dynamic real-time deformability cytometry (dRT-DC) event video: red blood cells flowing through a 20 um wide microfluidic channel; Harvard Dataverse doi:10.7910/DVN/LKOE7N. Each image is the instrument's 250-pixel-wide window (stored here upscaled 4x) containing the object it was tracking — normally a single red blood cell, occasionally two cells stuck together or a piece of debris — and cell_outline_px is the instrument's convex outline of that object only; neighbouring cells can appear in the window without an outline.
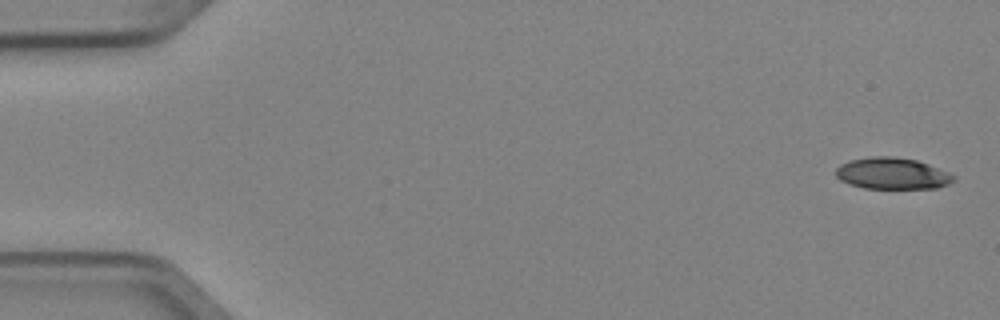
{"species": "Egyptian fruit bat (a non-hibernating species)", "species_latin": "Rousettus aegyptiacus", "temperature_condition": "cold", "stored_images_in_passage": 6, "camera_frame_rate_fps": 3000, "um_per_image_px": 0.085, "animal": {"sex": "female"}, "frame": {"image": 1, "passage_image": 1, "time_ms": 0.0, "image_size_px": [1000, 320], "cell_outline_px": [[956, 180], [948, 184], [936, 188], [864, 188], [848, 184], [840, 180], [836, 176], [836, 168], [840, 164], [852, 160], [868, 156], [896, 156], [916, 160], [928, 164], [948, 172], [956, 176]], "centroid_in_image_um": [75.84, 14.74], "position_along_channel_um": 9.2, "area_um2": 21.73}}
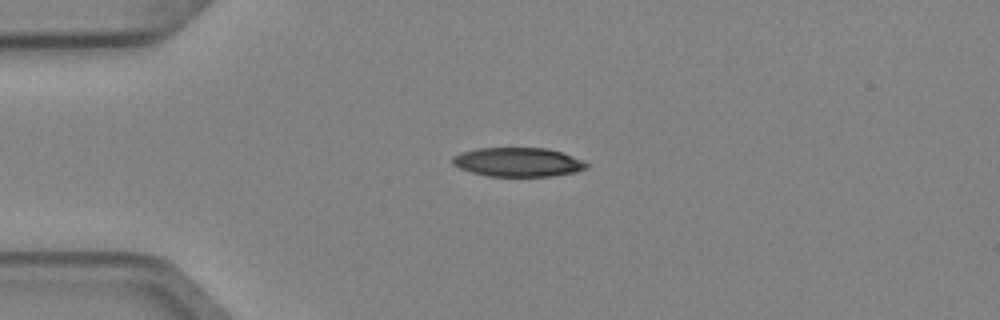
{"frame": {"image": 2, "passage_image": 4, "time_ms": 1.0, "image_size_px": [1000, 320], "cell_outline_px": [[588, 168], [576, 172], [552, 176], [488, 176], [472, 172], [460, 168], [452, 164], [452, 156], [460, 152], [476, 148], [548, 148], [584, 160], [588, 164]], "centroid_in_image_um": [44.03, 13.77], "position_along_channel_um": 41.0, "area_um2": 22.77}}
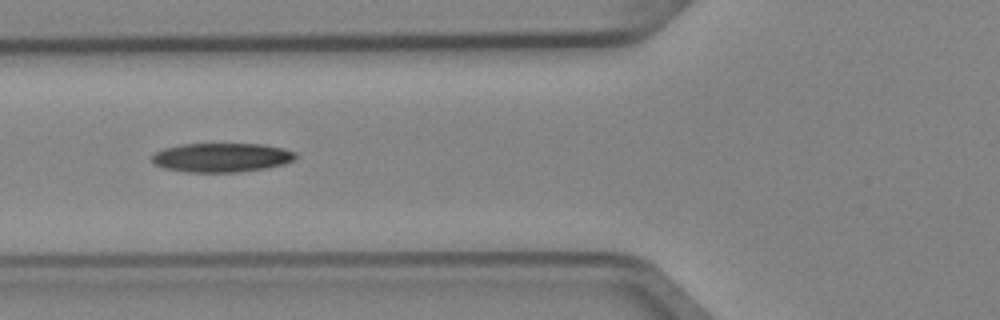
{"frame": {"image": 3, "passage_image": 6, "time_ms": 1.667, "image_size_px": [1000, 320], "cell_outline_px": [[300, 156], [284, 164], [264, 168], [240, 172], [188, 172], [164, 168], [152, 164], [152, 156], [156, 152], [164, 148], [180, 144], [260, 144], [284, 148], [296, 152]], "centroid_in_image_um": [18.84, 13.39], "position_along_channel_um": 107.0, "area_um2": 24.45}}